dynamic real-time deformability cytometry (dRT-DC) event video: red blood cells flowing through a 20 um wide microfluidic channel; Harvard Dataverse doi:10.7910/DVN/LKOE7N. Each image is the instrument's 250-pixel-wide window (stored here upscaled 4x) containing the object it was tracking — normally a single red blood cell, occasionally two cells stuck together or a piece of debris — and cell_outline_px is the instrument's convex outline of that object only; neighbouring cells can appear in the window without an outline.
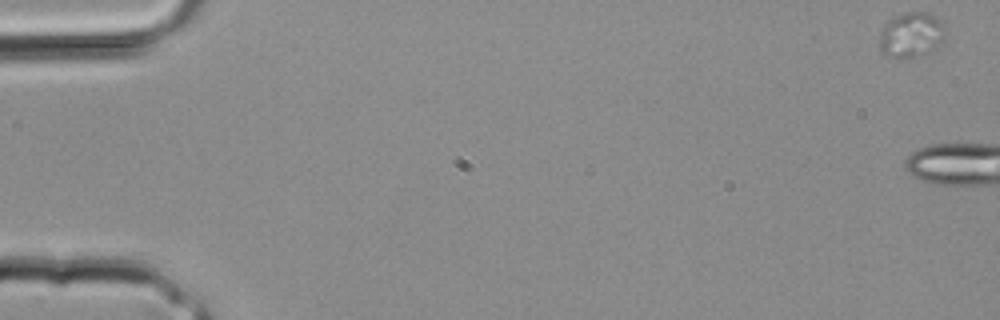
{"species": "common noctule bat (a hibernating species)", "species_latin": "Nyctalus noctula", "temperature_condition": "room temperature", "stored_images_in_passage": 3, "segment_of_instrument_passage": [1, 2], "camera_frame_rate_fps": 3000, "um_per_image_px": 0.085, "animal": {"sex": "male", "body_mass_g": 20.4}, "frame": {"image": 1, "passage_image": 1, "time_ms": 0.0, "image_size_px": [1000, 320], "cell_outline_px": [[944, 40], [940, 48], [916, 56], [884, 56], [880, 52], [880, 32], [884, 24], [888, 20], [904, 12], [924, 12], [936, 16], [940, 20], [944, 36]], "centroid_in_image_um": [77.45, 2.96], "position_along_channel_um": 7.6, "area_um2": 17.22}}